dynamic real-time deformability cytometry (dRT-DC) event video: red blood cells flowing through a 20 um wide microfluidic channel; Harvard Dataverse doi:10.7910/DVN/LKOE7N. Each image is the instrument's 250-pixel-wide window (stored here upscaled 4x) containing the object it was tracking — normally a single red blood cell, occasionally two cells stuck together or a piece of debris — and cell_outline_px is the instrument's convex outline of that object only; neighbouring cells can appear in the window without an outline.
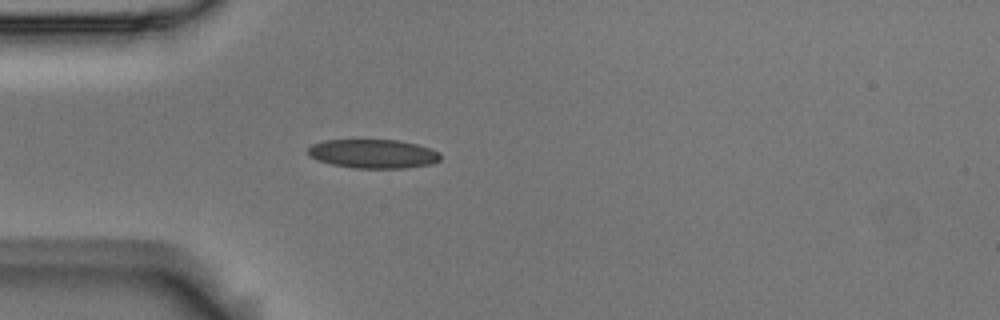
{"species": "Egyptian fruit bat (a non-hibernating species)", "species_latin": "Rousettus aegyptiacus", "temperature_condition": "room temperature", "stored_images_in_passage": 4, "camera_frame_rate_fps": 3000, "um_per_image_px": 0.085, "animal": {"sex": "male"}, "frame": {"image": 1, "passage_image": 4, "time_ms": 1.0, "image_size_px": [1000, 320], "cell_outline_px": [[440, 160], [432, 164], [408, 168], [352, 168], [332, 164], [316, 160], [308, 156], [308, 148], [312, 144], [324, 140], [400, 140], [432, 148], [440, 152]], "centroid_in_image_um": [31.73, 13.07], "position_along_channel_um": 53.3, "area_um2": 22.6}}